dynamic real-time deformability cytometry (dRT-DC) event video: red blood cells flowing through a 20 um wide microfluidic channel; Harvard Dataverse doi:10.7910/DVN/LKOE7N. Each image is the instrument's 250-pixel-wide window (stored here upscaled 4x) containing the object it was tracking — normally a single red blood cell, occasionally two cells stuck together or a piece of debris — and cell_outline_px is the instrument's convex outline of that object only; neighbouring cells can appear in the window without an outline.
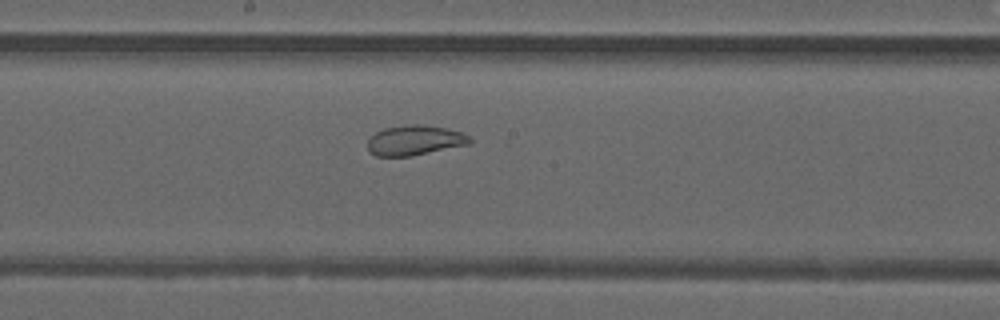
{"species": "common noctule bat (a hibernating species)", "species_latin": "Nyctalus noctula", "temperature_condition": "warm", "stored_images_in_passage": 41, "camera_frame_rate_fps": 3000, "um_per_image_px": 0.085, "animal": {"sex": "male", "forearm_length_mm": 52.5}, "frame": {"image": 1, "passage_image": 19, "time_ms": 6.0, "image_size_px": [1000, 320], "cell_outline_px": [[472, 140], [468, 144], [412, 156], [376, 156], [368, 152], [368, 140], [376, 132], [384, 128], [412, 124], [420, 124], [444, 128], [464, 132]], "centroid_in_image_um": [35.24, 11.93], "position_along_channel_um": 213.0, "area_um2": 17.74}}
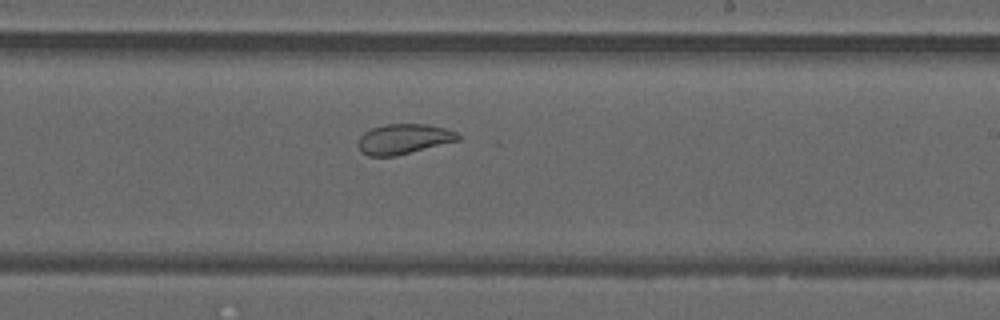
{"frame": {"image": 2, "passage_image": 22, "time_ms": 7.0, "image_size_px": [1000, 320], "cell_outline_px": [[460, 140], [396, 156], [368, 156], [360, 152], [356, 144], [360, 136], [364, 132], [372, 128], [384, 124], [428, 124], [444, 128], [456, 132], [460, 136]], "centroid_in_image_um": [34.28, 11.82], "position_along_channel_um": 254.7, "area_um2": 17.69}}
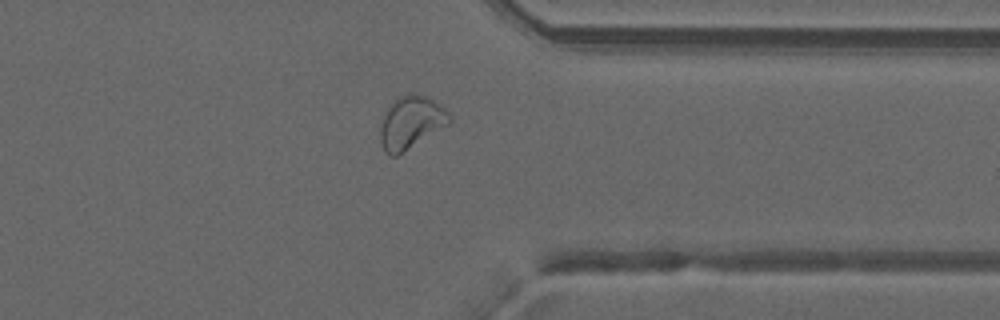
{"frame": {"image": 3, "passage_image": 31, "time_ms": 10.0, "image_size_px": [1000, 320], "cell_outline_px": [[452, 120], [448, 124], [396, 156], [388, 156], [384, 152], [380, 140], [380, 128], [388, 104], [400, 96], [412, 92], [416, 92], [432, 100], [444, 108], [452, 116]], "centroid_in_image_um": [34.91, 10.4], "position_along_channel_um": 376.5, "area_um2": 21.04}, "authors_computed_cell_mechanics": {"area_um2": 22.4264, "velocity_mm_per_s": 4.1885, "shape_relaxation_time_tau1_ms": null, "shape_relaxation_time_tau2_ms": 1.7885, "deformation_change_tau1": null, "deformation_change_tau2": 0.0793}}